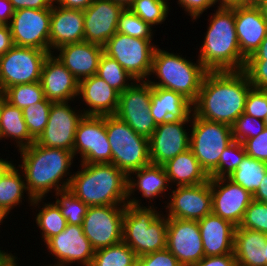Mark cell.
<instances>
[{"label":"cell","mask_w":267,"mask_h":266,"mask_svg":"<svg viewBox=\"0 0 267 266\" xmlns=\"http://www.w3.org/2000/svg\"><path fill=\"white\" fill-rule=\"evenodd\" d=\"M252 85L242 71L207 72L202 81L193 113L204 120L233 126L244 113Z\"/></svg>","instance_id":"cell-1"},{"label":"cell","mask_w":267,"mask_h":266,"mask_svg":"<svg viewBox=\"0 0 267 266\" xmlns=\"http://www.w3.org/2000/svg\"><path fill=\"white\" fill-rule=\"evenodd\" d=\"M18 151L22 158L18 167L22 169L27 191L33 199H45L52 190L58 192L69 188L72 178L69 169L76 158L73 152L42 147L36 142ZM65 176L69 177L65 179Z\"/></svg>","instance_id":"cell-2"},{"label":"cell","mask_w":267,"mask_h":266,"mask_svg":"<svg viewBox=\"0 0 267 266\" xmlns=\"http://www.w3.org/2000/svg\"><path fill=\"white\" fill-rule=\"evenodd\" d=\"M198 60L208 72L242 71V56L235 29L234 6L219 7L210 16Z\"/></svg>","instance_id":"cell-3"},{"label":"cell","mask_w":267,"mask_h":266,"mask_svg":"<svg viewBox=\"0 0 267 266\" xmlns=\"http://www.w3.org/2000/svg\"><path fill=\"white\" fill-rule=\"evenodd\" d=\"M68 190L90 206H126L127 176L114 164H80Z\"/></svg>","instance_id":"cell-4"},{"label":"cell","mask_w":267,"mask_h":266,"mask_svg":"<svg viewBox=\"0 0 267 266\" xmlns=\"http://www.w3.org/2000/svg\"><path fill=\"white\" fill-rule=\"evenodd\" d=\"M141 203L136 197L127 199L123 217L122 241L137 257L166 249L168 228V218L162 211Z\"/></svg>","instance_id":"cell-5"},{"label":"cell","mask_w":267,"mask_h":266,"mask_svg":"<svg viewBox=\"0 0 267 266\" xmlns=\"http://www.w3.org/2000/svg\"><path fill=\"white\" fill-rule=\"evenodd\" d=\"M208 71L197 59L196 63L182 55L169 53L156 46L150 75L159 81L147 80L152 87H161L181 94L192 104L196 101L204 76Z\"/></svg>","instance_id":"cell-6"},{"label":"cell","mask_w":267,"mask_h":266,"mask_svg":"<svg viewBox=\"0 0 267 266\" xmlns=\"http://www.w3.org/2000/svg\"><path fill=\"white\" fill-rule=\"evenodd\" d=\"M105 127L112 151V164L126 176L151 164L148 138L137 134L115 115L105 116Z\"/></svg>","instance_id":"cell-7"},{"label":"cell","mask_w":267,"mask_h":266,"mask_svg":"<svg viewBox=\"0 0 267 266\" xmlns=\"http://www.w3.org/2000/svg\"><path fill=\"white\" fill-rule=\"evenodd\" d=\"M191 123L189 149L209 175L218 166L223 151L234 141L232 127L204 120L193 112Z\"/></svg>","instance_id":"cell-8"},{"label":"cell","mask_w":267,"mask_h":266,"mask_svg":"<svg viewBox=\"0 0 267 266\" xmlns=\"http://www.w3.org/2000/svg\"><path fill=\"white\" fill-rule=\"evenodd\" d=\"M151 41L116 32L103 46V53L115 59L135 81H147L157 46Z\"/></svg>","instance_id":"cell-9"},{"label":"cell","mask_w":267,"mask_h":266,"mask_svg":"<svg viewBox=\"0 0 267 266\" xmlns=\"http://www.w3.org/2000/svg\"><path fill=\"white\" fill-rule=\"evenodd\" d=\"M48 51L32 47L13 46L0 57V90L27 83L39 82Z\"/></svg>","instance_id":"cell-10"},{"label":"cell","mask_w":267,"mask_h":266,"mask_svg":"<svg viewBox=\"0 0 267 266\" xmlns=\"http://www.w3.org/2000/svg\"><path fill=\"white\" fill-rule=\"evenodd\" d=\"M150 104L151 85L147 81H135L120 94L115 116L149 139L157 127L150 114Z\"/></svg>","instance_id":"cell-11"},{"label":"cell","mask_w":267,"mask_h":266,"mask_svg":"<svg viewBox=\"0 0 267 266\" xmlns=\"http://www.w3.org/2000/svg\"><path fill=\"white\" fill-rule=\"evenodd\" d=\"M126 206H90L83 219V233L96 251L122 241Z\"/></svg>","instance_id":"cell-12"},{"label":"cell","mask_w":267,"mask_h":266,"mask_svg":"<svg viewBox=\"0 0 267 266\" xmlns=\"http://www.w3.org/2000/svg\"><path fill=\"white\" fill-rule=\"evenodd\" d=\"M81 163L112 164V151L105 127V116H83L75 133L73 154Z\"/></svg>","instance_id":"cell-13"},{"label":"cell","mask_w":267,"mask_h":266,"mask_svg":"<svg viewBox=\"0 0 267 266\" xmlns=\"http://www.w3.org/2000/svg\"><path fill=\"white\" fill-rule=\"evenodd\" d=\"M50 18L51 9L15 10L8 24L14 45L49 52Z\"/></svg>","instance_id":"cell-14"},{"label":"cell","mask_w":267,"mask_h":266,"mask_svg":"<svg viewBox=\"0 0 267 266\" xmlns=\"http://www.w3.org/2000/svg\"><path fill=\"white\" fill-rule=\"evenodd\" d=\"M69 102L52 103L49 118L43 133L35 141L47 148H58L73 152L75 133L83 112L72 109Z\"/></svg>","instance_id":"cell-15"},{"label":"cell","mask_w":267,"mask_h":266,"mask_svg":"<svg viewBox=\"0 0 267 266\" xmlns=\"http://www.w3.org/2000/svg\"><path fill=\"white\" fill-rule=\"evenodd\" d=\"M166 248L182 266H192L205 257L198 221L168 218Z\"/></svg>","instance_id":"cell-16"},{"label":"cell","mask_w":267,"mask_h":266,"mask_svg":"<svg viewBox=\"0 0 267 266\" xmlns=\"http://www.w3.org/2000/svg\"><path fill=\"white\" fill-rule=\"evenodd\" d=\"M47 250L61 266L78 263L90 266L95 250L83 233L82 225L67 224L66 228L46 242Z\"/></svg>","instance_id":"cell-17"},{"label":"cell","mask_w":267,"mask_h":266,"mask_svg":"<svg viewBox=\"0 0 267 266\" xmlns=\"http://www.w3.org/2000/svg\"><path fill=\"white\" fill-rule=\"evenodd\" d=\"M212 213L238 227L253 195L228 177L209 178Z\"/></svg>","instance_id":"cell-18"},{"label":"cell","mask_w":267,"mask_h":266,"mask_svg":"<svg viewBox=\"0 0 267 266\" xmlns=\"http://www.w3.org/2000/svg\"><path fill=\"white\" fill-rule=\"evenodd\" d=\"M165 214L167 218L200 220L212 213L210 181L193 186H177L171 190Z\"/></svg>","instance_id":"cell-19"},{"label":"cell","mask_w":267,"mask_h":266,"mask_svg":"<svg viewBox=\"0 0 267 266\" xmlns=\"http://www.w3.org/2000/svg\"><path fill=\"white\" fill-rule=\"evenodd\" d=\"M192 120H171L157 125L149 138L150 161L153 165H164L168 160L189 149L191 128L185 124Z\"/></svg>","instance_id":"cell-20"},{"label":"cell","mask_w":267,"mask_h":266,"mask_svg":"<svg viewBox=\"0 0 267 266\" xmlns=\"http://www.w3.org/2000/svg\"><path fill=\"white\" fill-rule=\"evenodd\" d=\"M124 8L111 0H95L84 12V41L104 46L117 32Z\"/></svg>","instance_id":"cell-21"},{"label":"cell","mask_w":267,"mask_h":266,"mask_svg":"<svg viewBox=\"0 0 267 266\" xmlns=\"http://www.w3.org/2000/svg\"><path fill=\"white\" fill-rule=\"evenodd\" d=\"M40 83L45 98L52 103L69 102L78 97L79 81L53 53L43 63Z\"/></svg>","instance_id":"cell-22"},{"label":"cell","mask_w":267,"mask_h":266,"mask_svg":"<svg viewBox=\"0 0 267 266\" xmlns=\"http://www.w3.org/2000/svg\"><path fill=\"white\" fill-rule=\"evenodd\" d=\"M235 29L242 56L247 60L267 35V21L257 5L234 6Z\"/></svg>","instance_id":"cell-23"},{"label":"cell","mask_w":267,"mask_h":266,"mask_svg":"<svg viewBox=\"0 0 267 266\" xmlns=\"http://www.w3.org/2000/svg\"><path fill=\"white\" fill-rule=\"evenodd\" d=\"M84 41V12L53 4L50 18L49 52L59 47ZM54 50V51H52Z\"/></svg>","instance_id":"cell-24"},{"label":"cell","mask_w":267,"mask_h":266,"mask_svg":"<svg viewBox=\"0 0 267 266\" xmlns=\"http://www.w3.org/2000/svg\"><path fill=\"white\" fill-rule=\"evenodd\" d=\"M78 96L89 107L80 110L85 116H110L117 111L120 93L93 75L79 81Z\"/></svg>","instance_id":"cell-25"},{"label":"cell","mask_w":267,"mask_h":266,"mask_svg":"<svg viewBox=\"0 0 267 266\" xmlns=\"http://www.w3.org/2000/svg\"><path fill=\"white\" fill-rule=\"evenodd\" d=\"M56 58L81 81L97 74L99 60L103 54V47L87 41L66 44L58 49Z\"/></svg>","instance_id":"cell-26"},{"label":"cell","mask_w":267,"mask_h":266,"mask_svg":"<svg viewBox=\"0 0 267 266\" xmlns=\"http://www.w3.org/2000/svg\"><path fill=\"white\" fill-rule=\"evenodd\" d=\"M205 256L233 253L236 226L213 213L198 220Z\"/></svg>","instance_id":"cell-27"},{"label":"cell","mask_w":267,"mask_h":266,"mask_svg":"<svg viewBox=\"0 0 267 266\" xmlns=\"http://www.w3.org/2000/svg\"><path fill=\"white\" fill-rule=\"evenodd\" d=\"M149 108L156 125L171 120H192V103L172 90L151 86Z\"/></svg>","instance_id":"cell-28"},{"label":"cell","mask_w":267,"mask_h":266,"mask_svg":"<svg viewBox=\"0 0 267 266\" xmlns=\"http://www.w3.org/2000/svg\"><path fill=\"white\" fill-rule=\"evenodd\" d=\"M131 174L136 175V180L135 177H131ZM169 184L163 165L149 164L132 171L127 176V199H131L135 191L138 190L137 192L142 193L141 196L143 198H148L150 203L152 200L154 201V198L160 197V194L165 193L167 189L169 190L171 188Z\"/></svg>","instance_id":"cell-29"},{"label":"cell","mask_w":267,"mask_h":266,"mask_svg":"<svg viewBox=\"0 0 267 266\" xmlns=\"http://www.w3.org/2000/svg\"><path fill=\"white\" fill-rule=\"evenodd\" d=\"M163 167L169 182L176 187L199 185L210 178L190 149L168 160Z\"/></svg>","instance_id":"cell-30"},{"label":"cell","mask_w":267,"mask_h":266,"mask_svg":"<svg viewBox=\"0 0 267 266\" xmlns=\"http://www.w3.org/2000/svg\"><path fill=\"white\" fill-rule=\"evenodd\" d=\"M24 179V180H23ZM28 194V202L30 206H37L44 201L43 198L33 199L27 193L25 178L20 174V170L16 165H12L8 171L0 178V211L7 217L15 206L22 203L24 193Z\"/></svg>","instance_id":"cell-31"},{"label":"cell","mask_w":267,"mask_h":266,"mask_svg":"<svg viewBox=\"0 0 267 266\" xmlns=\"http://www.w3.org/2000/svg\"><path fill=\"white\" fill-rule=\"evenodd\" d=\"M3 138L16 141L18 150L31 146L35 142L28 132L23 110L12 106L6 100L0 108V140Z\"/></svg>","instance_id":"cell-32"},{"label":"cell","mask_w":267,"mask_h":266,"mask_svg":"<svg viewBox=\"0 0 267 266\" xmlns=\"http://www.w3.org/2000/svg\"><path fill=\"white\" fill-rule=\"evenodd\" d=\"M267 173V162L245 155L236 170L228 177L254 195Z\"/></svg>","instance_id":"cell-33"},{"label":"cell","mask_w":267,"mask_h":266,"mask_svg":"<svg viewBox=\"0 0 267 266\" xmlns=\"http://www.w3.org/2000/svg\"><path fill=\"white\" fill-rule=\"evenodd\" d=\"M90 266H137L135 252L123 241L95 251Z\"/></svg>","instance_id":"cell-34"},{"label":"cell","mask_w":267,"mask_h":266,"mask_svg":"<svg viewBox=\"0 0 267 266\" xmlns=\"http://www.w3.org/2000/svg\"><path fill=\"white\" fill-rule=\"evenodd\" d=\"M96 75L120 94L135 82V79L115 59L104 53L100 57Z\"/></svg>","instance_id":"cell-35"},{"label":"cell","mask_w":267,"mask_h":266,"mask_svg":"<svg viewBox=\"0 0 267 266\" xmlns=\"http://www.w3.org/2000/svg\"><path fill=\"white\" fill-rule=\"evenodd\" d=\"M45 203V204H44ZM42 209L38 210L35 222L38 225L43 241L62 232L67 226V220L62 215L61 209L56 203L43 202Z\"/></svg>","instance_id":"cell-36"},{"label":"cell","mask_w":267,"mask_h":266,"mask_svg":"<svg viewBox=\"0 0 267 266\" xmlns=\"http://www.w3.org/2000/svg\"><path fill=\"white\" fill-rule=\"evenodd\" d=\"M4 93L5 100L7 102L22 110L25 107L32 104L34 105L45 98L40 81L15 85L7 88Z\"/></svg>","instance_id":"cell-37"},{"label":"cell","mask_w":267,"mask_h":266,"mask_svg":"<svg viewBox=\"0 0 267 266\" xmlns=\"http://www.w3.org/2000/svg\"><path fill=\"white\" fill-rule=\"evenodd\" d=\"M169 0H135L129 9L150 26L163 24L169 13Z\"/></svg>","instance_id":"cell-38"},{"label":"cell","mask_w":267,"mask_h":266,"mask_svg":"<svg viewBox=\"0 0 267 266\" xmlns=\"http://www.w3.org/2000/svg\"><path fill=\"white\" fill-rule=\"evenodd\" d=\"M51 106L52 102L44 98L42 101L23 109V118L28 132L35 141L47 125Z\"/></svg>","instance_id":"cell-39"},{"label":"cell","mask_w":267,"mask_h":266,"mask_svg":"<svg viewBox=\"0 0 267 266\" xmlns=\"http://www.w3.org/2000/svg\"><path fill=\"white\" fill-rule=\"evenodd\" d=\"M55 195L57 199L55 203L61 209L67 224L82 225L89 206L84 204L68 189L55 192Z\"/></svg>","instance_id":"cell-40"},{"label":"cell","mask_w":267,"mask_h":266,"mask_svg":"<svg viewBox=\"0 0 267 266\" xmlns=\"http://www.w3.org/2000/svg\"><path fill=\"white\" fill-rule=\"evenodd\" d=\"M152 28V26L127 8L119 16L117 32L133 38L152 40L154 32Z\"/></svg>","instance_id":"cell-41"},{"label":"cell","mask_w":267,"mask_h":266,"mask_svg":"<svg viewBox=\"0 0 267 266\" xmlns=\"http://www.w3.org/2000/svg\"><path fill=\"white\" fill-rule=\"evenodd\" d=\"M246 155L243 143L233 141L221 154L218 166L209 174L210 178L229 177Z\"/></svg>","instance_id":"cell-42"},{"label":"cell","mask_w":267,"mask_h":266,"mask_svg":"<svg viewBox=\"0 0 267 266\" xmlns=\"http://www.w3.org/2000/svg\"><path fill=\"white\" fill-rule=\"evenodd\" d=\"M236 228L267 234V204L253 199L247 207L240 225Z\"/></svg>","instance_id":"cell-43"},{"label":"cell","mask_w":267,"mask_h":266,"mask_svg":"<svg viewBox=\"0 0 267 266\" xmlns=\"http://www.w3.org/2000/svg\"><path fill=\"white\" fill-rule=\"evenodd\" d=\"M265 129V123L256 117L242 113L232 126L233 140L243 143L258 136Z\"/></svg>","instance_id":"cell-44"},{"label":"cell","mask_w":267,"mask_h":266,"mask_svg":"<svg viewBox=\"0 0 267 266\" xmlns=\"http://www.w3.org/2000/svg\"><path fill=\"white\" fill-rule=\"evenodd\" d=\"M267 234L245 228H236L233 250L263 249Z\"/></svg>","instance_id":"cell-45"},{"label":"cell","mask_w":267,"mask_h":266,"mask_svg":"<svg viewBox=\"0 0 267 266\" xmlns=\"http://www.w3.org/2000/svg\"><path fill=\"white\" fill-rule=\"evenodd\" d=\"M244 113L264 120L267 114V91L252 87L246 98Z\"/></svg>","instance_id":"cell-46"},{"label":"cell","mask_w":267,"mask_h":266,"mask_svg":"<svg viewBox=\"0 0 267 266\" xmlns=\"http://www.w3.org/2000/svg\"><path fill=\"white\" fill-rule=\"evenodd\" d=\"M243 71L253 88L267 91V60H246Z\"/></svg>","instance_id":"cell-47"},{"label":"cell","mask_w":267,"mask_h":266,"mask_svg":"<svg viewBox=\"0 0 267 266\" xmlns=\"http://www.w3.org/2000/svg\"><path fill=\"white\" fill-rule=\"evenodd\" d=\"M137 266H182L166 248L137 257Z\"/></svg>","instance_id":"cell-48"},{"label":"cell","mask_w":267,"mask_h":266,"mask_svg":"<svg viewBox=\"0 0 267 266\" xmlns=\"http://www.w3.org/2000/svg\"><path fill=\"white\" fill-rule=\"evenodd\" d=\"M246 155L267 162V127L256 137L243 142Z\"/></svg>","instance_id":"cell-49"},{"label":"cell","mask_w":267,"mask_h":266,"mask_svg":"<svg viewBox=\"0 0 267 266\" xmlns=\"http://www.w3.org/2000/svg\"><path fill=\"white\" fill-rule=\"evenodd\" d=\"M237 266H266L263 249L233 250Z\"/></svg>","instance_id":"cell-50"},{"label":"cell","mask_w":267,"mask_h":266,"mask_svg":"<svg viewBox=\"0 0 267 266\" xmlns=\"http://www.w3.org/2000/svg\"><path fill=\"white\" fill-rule=\"evenodd\" d=\"M178 5L189 14L193 20H197L208 8L216 5V0H178Z\"/></svg>","instance_id":"cell-51"},{"label":"cell","mask_w":267,"mask_h":266,"mask_svg":"<svg viewBox=\"0 0 267 266\" xmlns=\"http://www.w3.org/2000/svg\"><path fill=\"white\" fill-rule=\"evenodd\" d=\"M192 266H237L234 253L221 256H205Z\"/></svg>","instance_id":"cell-52"},{"label":"cell","mask_w":267,"mask_h":266,"mask_svg":"<svg viewBox=\"0 0 267 266\" xmlns=\"http://www.w3.org/2000/svg\"><path fill=\"white\" fill-rule=\"evenodd\" d=\"M14 10L19 9H51L54 0H9Z\"/></svg>","instance_id":"cell-53"},{"label":"cell","mask_w":267,"mask_h":266,"mask_svg":"<svg viewBox=\"0 0 267 266\" xmlns=\"http://www.w3.org/2000/svg\"><path fill=\"white\" fill-rule=\"evenodd\" d=\"M14 46L9 25L0 24V57Z\"/></svg>","instance_id":"cell-54"},{"label":"cell","mask_w":267,"mask_h":266,"mask_svg":"<svg viewBox=\"0 0 267 266\" xmlns=\"http://www.w3.org/2000/svg\"><path fill=\"white\" fill-rule=\"evenodd\" d=\"M94 1L95 0H54V3L60 7L67 8V9L85 10Z\"/></svg>","instance_id":"cell-55"},{"label":"cell","mask_w":267,"mask_h":266,"mask_svg":"<svg viewBox=\"0 0 267 266\" xmlns=\"http://www.w3.org/2000/svg\"><path fill=\"white\" fill-rule=\"evenodd\" d=\"M14 11L9 0H0V24L8 25L14 15Z\"/></svg>","instance_id":"cell-56"},{"label":"cell","mask_w":267,"mask_h":266,"mask_svg":"<svg viewBox=\"0 0 267 266\" xmlns=\"http://www.w3.org/2000/svg\"><path fill=\"white\" fill-rule=\"evenodd\" d=\"M253 199L267 204V173L262 179V182L259 185V188L256 190L255 194L253 195Z\"/></svg>","instance_id":"cell-57"},{"label":"cell","mask_w":267,"mask_h":266,"mask_svg":"<svg viewBox=\"0 0 267 266\" xmlns=\"http://www.w3.org/2000/svg\"><path fill=\"white\" fill-rule=\"evenodd\" d=\"M247 60H267V35L254 54Z\"/></svg>","instance_id":"cell-58"},{"label":"cell","mask_w":267,"mask_h":266,"mask_svg":"<svg viewBox=\"0 0 267 266\" xmlns=\"http://www.w3.org/2000/svg\"><path fill=\"white\" fill-rule=\"evenodd\" d=\"M14 255L0 249V266H10L13 263Z\"/></svg>","instance_id":"cell-59"},{"label":"cell","mask_w":267,"mask_h":266,"mask_svg":"<svg viewBox=\"0 0 267 266\" xmlns=\"http://www.w3.org/2000/svg\"><path fill=\"white\" fill-rule=\"evenodd\" d=\"M217 3L219 7H233L243 5V0H216V4Z\"/></svg>","instance_id":"cell-60"},{"label":"cell","mask_w":267,"mask_h":266,"mask_svg":"<svg viewBox=\"0 0 267 266\" xmlns=\"http://www.w3.org/2000/svg\"><path fill=\"white\" fill-rule=\"evenodd\" d=\"M13 165V161H6V159L0 158V178L8 171Z\"/></svg>","instance_id":"cell-61"},{"label":"cell","mask_w":267,"mask_h":266,"mask_svg":"<svg viewBox=\"0 0 267 266\" xmlns=\"http://www.w3.org/2000/svg\"><path fill=\"white\" fill-rule=\"evenodd\" d=\"M257 6L259 7L263 18L267 21V0H262Z\"/></svg>","instance_id":"cell-62"},{"label":"cell","mask_w":267,"mask_h":266,"mask_svg":"<svg viewBox=\"0 0 267 266\" xmlns=\"http://www.w3.org/2000/svg\"><path fill=\"white\" fill-rule=\"evenodd\" d=\"M114 3L121 5L124 9H127L135 0H111Z\"/></svg>","instance_id":"cell-63"},{"label":"cell","mask_w":267,"mask_h":266,"mask_svg":"<svg viewBox=\"0 0 267 266\" xmlns=\"http://www.w3.org/2000/svg\"><path fill=\"white\" fill-rule=\"evenodd\" d=\"M262 0H243V5H258Z\"/></svg>","instance_id":"cell-64"},{"label":"cell","mask_w":267,"mask_h":266,"mask_svg":"<svg viewBox=\"0 0 267 266\" xmlns=\"http://www.w3.org/2000/svg\"><path fill=\"white\" fill-rule=\"evenodd\" d=\"M263 254H264V259H266V266H267V238H266V243L263 248Z\"/></svg>","instance_id":"cell-65"},{"label":"cell","mask_w":267,"mask_h":266,"mask_svg":"<svg viewBox=\"0 0 267 266\" xmlns=\"http://www.w3.org/2000/svg\"><path fill=\"white\" fill-rule=\"evenodd\" d=\"M4 100H5V93L0 90V108Z\"/></svg>","instance_id":"cell-66"},{"label":"cell","mask_w":267,"mask_h":266,"mask_svg":"<svg viewBox=\"0 0 267 266\" xmlns=\"http://www.w3.org/2000/svg\"><path fill=\"white\" fill-rule=\"evenodd\" d=\"M16 259H17V257L15 256V257H14V260H13V263H14L16 266H18V265H17L18 262H17ZM16 262H17V263H16ZM45 266H46V265H45ZM48 266H52V265L50 264V265H48ZM53 266H61V265L55 263Z\"/></svg>","instance_id":"cell-67"},{"label":"cell","mask_w":267,"mask_h":266,"mask_svg":"<svg viewBox=\"0 0 267 266\" xmlns=\"http://www.w3.org/2000/svg\"><path fill=\"white\" fill-rule=\"evenodd\" d=\"M5 217L6 216L0 211V223H3V220L6 219Z\"/></svg>","instance_id":"cell-68"},{"label":"cell","mask_w":267,"mask_h":266,"mask_svg":"<svg viewBox=\"0 0 267 266\" xmlns=\"http://www.w3.org/2000/svg\"><path fill=\"white\" fill-rule=\"evenodd\" d=\"M263 122L265 123V127H267V114H266V116H265Z\"/></svg>","instance_id":"cell-69"}]
</instances>
